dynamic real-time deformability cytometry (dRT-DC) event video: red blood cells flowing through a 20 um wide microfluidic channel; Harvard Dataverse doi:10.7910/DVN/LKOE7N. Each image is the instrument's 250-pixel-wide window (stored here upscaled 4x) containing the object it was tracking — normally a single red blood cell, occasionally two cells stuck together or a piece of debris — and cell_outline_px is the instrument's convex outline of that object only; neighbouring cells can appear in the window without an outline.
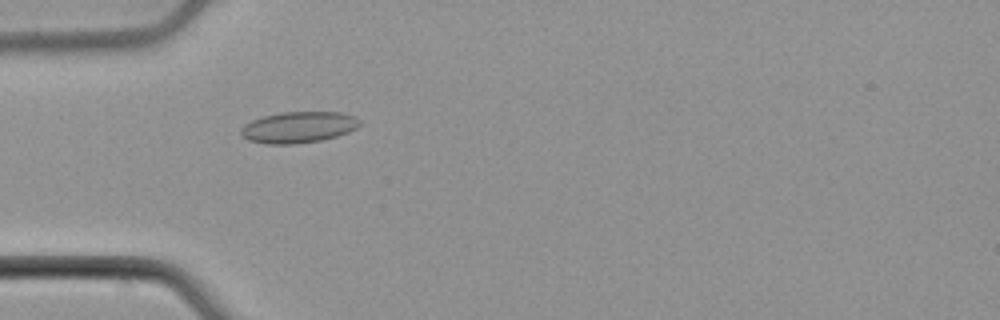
{"species": "common noctule bat (a hibernating species)", "species_latin": "Nyctalus noctula", "temperature_condition": "cold", "stored_images_in_passage": 49, "camera_frame_rate_fps": 3000, "um_per_image_px": 0.085, "animal": {"sex": "male", "body_mass_g": 21.5, "forearm_length_mm": 52.0}, "frame": {"image": 1, "passage_image": 12, "time_ms": 3.667, "image_size_px": [1000, 320], "cell_outline_px": [[360, 124], [356, 128], [348, 132], [336, 136], [320, 140], [296, 144], [268, 144], [248, 140], [240, 132], [240, 128], [244, 124], [252, 120], [264, 116], [280, 112], [340, 112], [356, 116], [360, 120]], "centroid_in_image_um": [25.37, 10.81], "position_along_channel_um": 59.6, "area_um2": 21.62}}
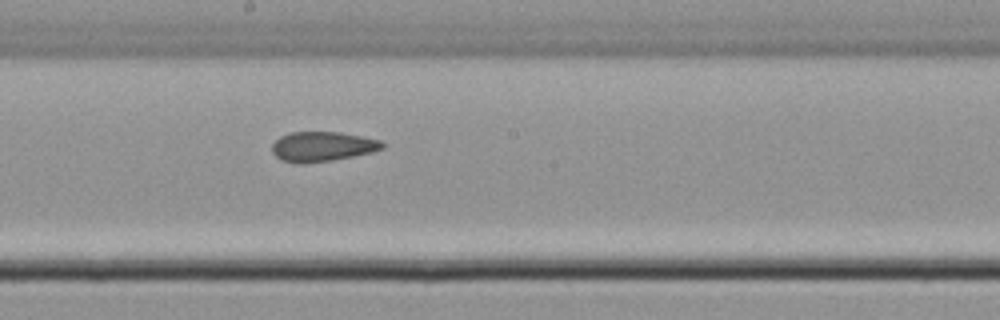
{"frame": {"image": 2, "passage_image": 25, "time_ms": 8.0, "image_size_px": [1000, 320], "cell_outline_px": [[388, 144], [384, 148], [372, 152], [332, 160], [304, 164], [296, 164], [280, 160], [272, 152], [272, 144], [280, 136], [288, 132], [340, 132], [380, 140]], "centroid_in_image_um": [27.39, 12.46], "position_along_channel_um": 220.8, "area_um2": 19.36}}
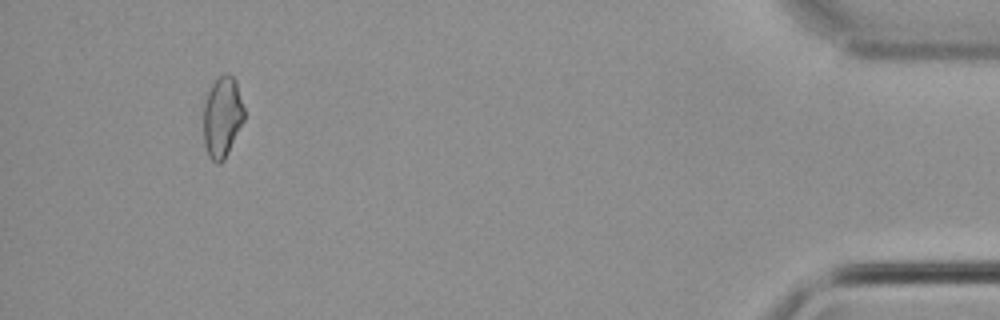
{"frame": {"image": 3, "passage_image": 46, "time_ms": 15.0, "image_size_px": [1000, 320], "cell_outline_px": [[244, 120], [224, 160], [220, 164], [216, 164], [208, 156], [204, 144], [204, 104], [208, 92], [216, 76], [224, 72], [228, 72], [236, 80], [244, 108]], "centroid_in_image_um": [18.89, 9.91], "position_along_channel_um": 416.3, "area_um2": 19.36}, "authors_computed_cell_mechanics": {"area_um2": 19.4786, "velocity_mm_per_s": 3.8015, "shape_relaxation_time_tau1_ms": null, "shape_relaxation_time_tau2_ms": 4.9385, "deformation_change_tau1": null, "deformation_change_tau2": 0.1252}}